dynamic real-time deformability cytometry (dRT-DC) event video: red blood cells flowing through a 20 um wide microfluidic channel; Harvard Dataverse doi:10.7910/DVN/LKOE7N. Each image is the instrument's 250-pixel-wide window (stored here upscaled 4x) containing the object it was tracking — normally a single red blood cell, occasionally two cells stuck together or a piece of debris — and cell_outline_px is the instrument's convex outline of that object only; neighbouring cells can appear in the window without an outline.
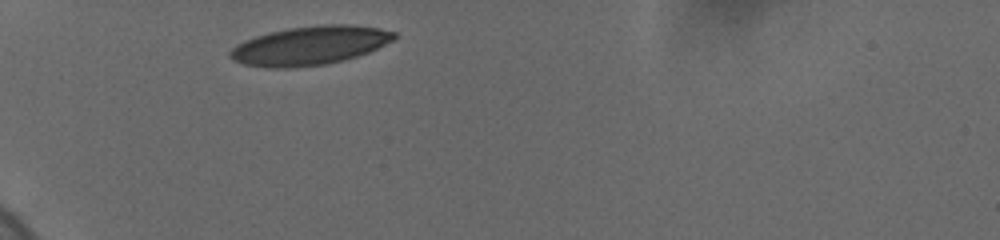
{"species": "human", "species_latin": "Homo sapiens", "temperature_condition": "cold", "stored_images_in_passage": 45, "camera_frame_rate_fps": 3000, "um_per_image_px": 0.085, "donor": {"sex": "female"}, "frame": {"image": 1, "passage_image": 1, "time_ms": 0.0, "image_size_px": [1000, 240], "cell_outline_px": [[396, 40], [368, 52], [344, 60], [328, 64], [292, 68], [268, 68], [244, 64], [232, 60], [228, 56], [228, 52], [236, 44], [244, 40], [268, 32], [288, 28], [324, 24], [348, 24], [380, 28], [396, 32]], "centroid_in_image_um": [26.33, 3.87], "position_along_channel_um": 58.7, "area_um2": 37.45}}
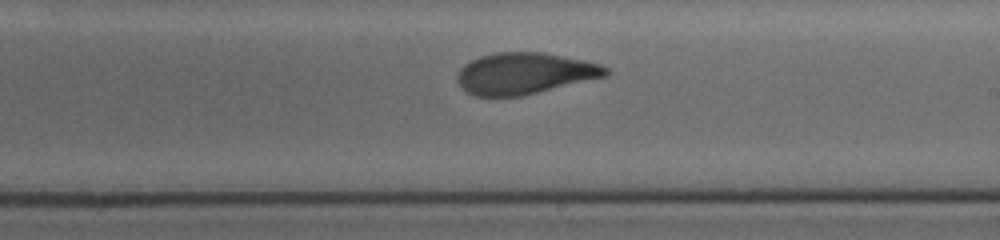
{"frame": {"image": 2, "passage_image": 24, "time_ms": 5.667, "image_size_px": [1000, 240], "cell_outline_px": [[608, 76], [520, 96], [476, 96], [468, 92], [456, 80], [456, 76], [460, 68], [464, 64], [480, 56], [496, 52], [544, 52], [584, 60], [600, 64], [608, 68]], "centroid_in_image_um": [44.6, 6.23], "position_along_channel_um": 244.4, "area_um2": 35.72}}
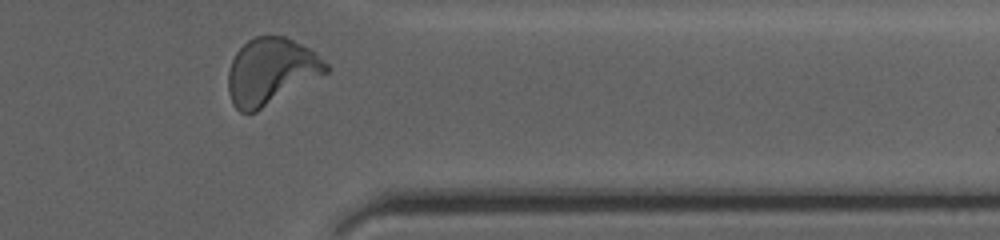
{"frame": {"image": 3, "passage_image": 43, "time_ms": 9.667, "image_size_px": [1000, 240], "cell_outline_px": [[332, 68], [328, 72], [256, 112], [240, 112], [232, 104], [228, 92], [228, 72], [232, 60], [236, 52], [248, 40], [256, 36], [284, 36], [316, 52]], "centroid_in_image_um": [23.03, 6.07], "position_along_channel_um": 388.4, "area_um2": 37.8}, "authors_computed_cell_mechanics": {"area_um2": 36.4718, "velocity_mm_per_s": 3.6743, "shape_relaxation_time_tau1_ms": 3.5078, "shape_relaxation_time_tau2_ms": 1.125, "deformation_change_tau1": 0.1689, "deformation_change_tau2": 0.0768}}